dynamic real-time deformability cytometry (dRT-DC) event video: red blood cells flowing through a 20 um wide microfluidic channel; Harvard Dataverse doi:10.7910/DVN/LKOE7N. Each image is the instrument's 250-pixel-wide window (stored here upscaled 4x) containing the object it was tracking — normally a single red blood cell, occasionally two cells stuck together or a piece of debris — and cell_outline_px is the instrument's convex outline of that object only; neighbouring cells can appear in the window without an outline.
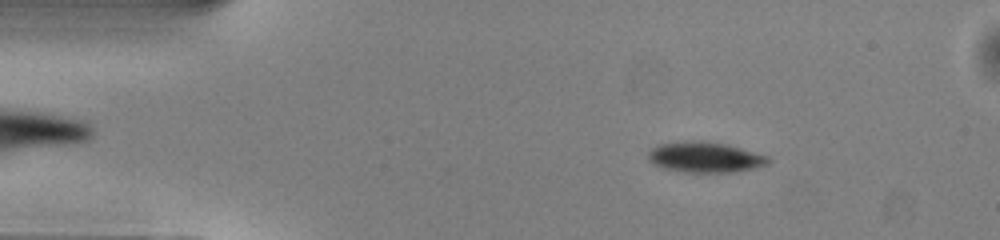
{"species": "common noctule bat (a hibernating species)", "species_latin": "Nyctalus noctula", "temperature_condition": "warm", "stored_images_in_passage": 50, "camera_frame_rate_fps": 3000, "um_per_image_px": 0.085, "animal": {"sex": "male", "body_mass_g": 13.0, "forearm_length_mm": 53.1}, "frame": {"image": 1, "passage_image": 7, "time_ms": 2.0, "image_size_px": [1000, 240], "cell_outline_px": [[772, 160], [768, 164], [736, 172], [684, 172], [664, 168], [652, 164], [648, 160], [648, 152], [652, 148], [660, 144], [692, 140], [724, 144], [740, 148], [768, 156]], "centroid_in_image_um": [59.91, 13.37], "position_along_channel_um": 25.1, "area_um2": 21.15}}
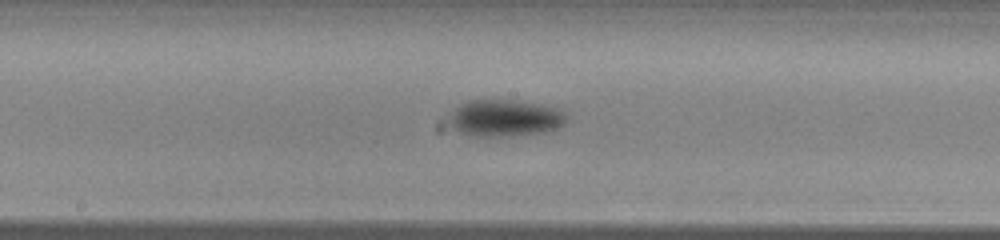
{"frame": {"image": 2, "passage_image": 25, "time_ms": 8.0, "image_size_px": [1000, 240], "cell_outline_px": [[568, 120], [560, 128], [544, 132], [512, 136], [476, 136], [460, 132], [452, 128], [448, 120], [448, 116], [452, 108], [468, 100], [520, 100], [560, 108], [564, 112]], "centroid_in_image_um": [42.92, 10.02], "position_along_channel_um": 205.3, "area_um2": 25.72}}
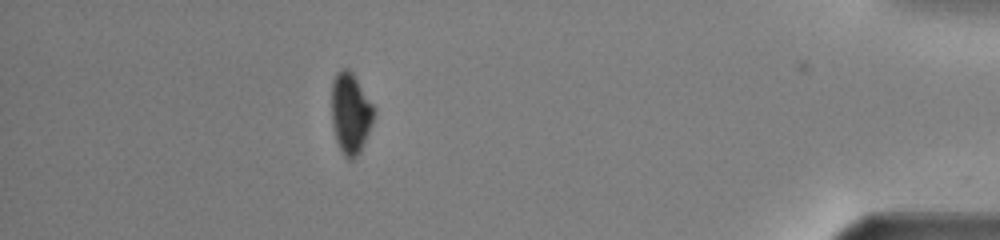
{"frame": {"image": 3, "passage_image": 44, "time_ms": 14.333, "image_size_px": [1000, 240], "cell_outline_px": [[376, 112], [372, 124], [356, 156], [352, 160], [348, 160], [344, 156], [336, 140], [332, 124], [332, 80], [336, 72], [340, 68], [348, 68], [352, 72], [376, 108]], "centroid_in_image_um": [29.79, 9.57], "position_along_channel_um": 405.4, "area_um2": 19.94}, "authors_computed_cell_mechanics": {"area_um2": 22.5709, "velocity_mm_per_s": 4.04, "shape_relaxation_time_tau1_ms": 2.235, "shape_relaxation_time_tau2_ms": null, "deformation_change_tau1": 0.0896, "deformation_change_tau2": null}}